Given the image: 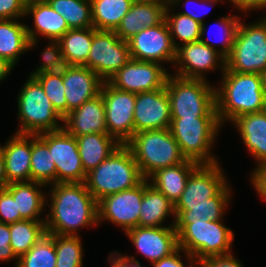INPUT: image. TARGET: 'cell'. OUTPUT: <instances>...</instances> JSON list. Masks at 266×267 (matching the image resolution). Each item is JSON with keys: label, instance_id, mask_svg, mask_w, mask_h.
Segmentation results:
<instances>
[{"label": "cell", "instance_id": "cell-1", "mask_svg": "<svg viewBox=\"0 0 266 267\" xmlns=\"http://www.w3.org/2000/svg\"><path fill=\"white\" fill-rule=\"evenodd\" d=\"M49 186L50 210L45 214L46 233L78 236L80 228L99 224L98 202L84 182L55 183Z\"/></svg>", "mask_w": 266, "mask_h": 267}, {"label": "cell", "instance_id": "cell-2", "mask_svg": "<svg viewBox=\"0 0 266 267\" xmlns=\"http://www.w3.org/2000/svg\"><path fill=\"white\" fill-rule=\"evenodd\" d=\"M221 78L219 88L215 87L216 111L221 125L244 114L266 110V94L259 73H237L225 68Z\"/></svg>", "mask_w": 266, "mask_h": 267}, {"label": "cell", "instance_id": "cell-3", "mask_svg": "<svg viewBox=\"0 0 266 267\" xmlns=\"http://www.w3.org/2000/svg\"><path fill=\"white\" fill-rule=\"evenodd\" d=\"M145 178L126 145H120L107 159L86 173L85 185L98 202L103 197L131 189Z\"/></svg>", "mask_w": 266, "mask_h": 267}, {"label": "cell", "instance_id": "cell-4", "mask_svg": "<svg viewBox=\"0 0 266 267\" xmlns=\"http://www.w3.org/2000/svg\"><path fill=\"white\" fill-rule=\"evenodd\" d=\"M178 248L198 263L208 257L231 254L234 232L223 220L175 224Z\"/></svg>", "mask_w": 266, "mask_h": 267}, {"label": "cell", "instance_id": "cell-5", "mask_svg": "<svg viewBox=\"0 0 266 267\" xmlns=\"http://www.w3.org/2000/svg\"><path fill=\"white\" fill-rule=\"evenodd\" d=\"M125 145L132 152L145 179L158 169L186 160L169 128L134 133Z\"/></svg>", "mask_w": 266, "mask_h": 267}, {"label": "cell", "instance_id": "cell-6", "mask_svg": "<svg viewBox=\"0 0 266 267\" xmlns=\"http://www.w3.org/2000/svg\"><path fill=\"white\" fill-rule=\"evenodd\" d=\"M166 90L171 118L217 117L215 87L209 81L169 74Z\"/></svg>", "mask_w": 266, "mask_h": 267}, {"label": "cell", "instance_id": "cell-7", "mask_svg": "<svg viewBox=\"0 0 266 267\" xmlns=\"http://www.w3.org/2000/svg\"><path fill=\"white\" fill-rule=\"evenodd\" d=\"M223 125L218 117L171 118L170 131L182 155L198 164L220 163L212 147Z\"/></svg>", "mask_w": 266, "mask_h": 267}, {"label": "cell", "instance_id": "cell-8", "mask_svg": "<svg viewBox=\"0 0 266 267\" xmlns=\"http://www.w3.org/2000/svg\"><path fill=\"white\" fill-rule=\"evenodd\" d=\"M17 107L20 128L15 133L39 134L63 128L60 124L63 123V118L56 112L41 84L33 76H29L20 89Z\"/></svg>", "mask_w": 266, "mask_h": 267}, {"label": "cell", "instance_id": "cell-9", "mask_svg": "<svg viewBox=\"0 0 266 267\" xmlns=\"http://www.w3.org/2000/svg\"><path fill=\"white\" fill-rule=\"evenodd\" d=\"M253 24L240 19L226 69L237 73H261L266 68V17Z\"/></svg>", "mask_w": 266, "mask_h": 267}, {"label": "cell", "instance_id": "cell-10", "mask_svg": "<svg viewBox=\"0 0 266 267\" xmlns=\"http://www.w3.org/2000/svg\"><path fill=\"white\" fill-rule=\"evenodd\" d=\"M222 168L219 163L200 164L174 206L229 205L232 191Z\"/></svg>", "mask_w": 266, "mask_h": 267}, {"label": "cell", "instance_id": "cell-11", "mask_svg": "<svg viewBox=\"0 0 266 267\" xmlns=\"http://www.w3.org/2000/svg\"><path fill=\"white\" fill-rule=\"evenodd\" d=\"M130 59L128 41L121 40L114 31H100L93 27L92 45L83 66L107 82Z\"/></svg>", "mask_w": 266, "mask_h": 267}, {"label": "cell", "instance_id": "cell-12", "mask_svg": "<svg viewBox=\"0 0 266 267\" xmlns=\"http://www.w3.org/2000/svg\"><path fill=\"white\" fill-rule=\"evenodd\" d=\"M37 136L48 146L56 166V183L85 182L86 173L79 155L77 140L64 128Z\"/></svg>", "mask_w": 266, "mask_h": 267}, {"label": "cell", "instance_id": "cell-13", "mask_svg": "<svg viewBox=\"0 0 266 267\" xmlns=\"http://www.w3.org/2000/svg\"><path fill=\"white\" fill-rule=\"evenodd\" d=\"M100 93L104 101L108 134L125 145L134 135L136 93L118 90L108 82H103Z\"/></svg>", "mask_w": 266, "mask_h": 267}, {"label": "cell", "instance_id": "cell-14", "mask_svg": "<svg viewBox=\"0 0 266 267\" xmlns=\"http://www.w3.org/2000/svg\"><path fill=\"white\" fill-rule=\"evenodd\" d=\"M145 189L146 179L131 189L103 197L98 201V223L108 221L124 232L137 227Z\"/></svg>", "mask_w": 266, "mask_h": 267}, {"label": "cell", "instance_id": "cell-15", "mask_svg": "<svg viewBox=\"0 0 266 267\" xmlns=\"http://www.w3.org/2000/svg\"><path fill=\"white\" fill-rule=\"evenodd\" d=\"M162 64L130 59L107 82L114 88L141 93L164 88L169 71Z\"/></svg>", "mask_w": 266, "mask_h": 267}, {"label": "cell", "instance_id": "cell-16", "mask_svg": "<svg viewBox=\"0 0 266 267\" xmlns=\"http://www.w3.org/2000/svg\"><path fill=\"white\" fill-rule=\"evenodd\" d=\"M225 61V57L221 55L219 50L210 48L200 40L182 44L176 48L173 64L176 71L173 75L181 78L206 80L205 73L207 71H215L220 68L221 73H223L226 68Z\"/></svg>", "mask_w": 266, "mask_h": 267}, {"label": "cell", "instance_id": "cell-17", "mask_svg": "<svg viewBox=\"0 0 266 267\" xmlns=\"http://www.w3.org/2000/svg\"><path fill=\"white\" fill-rule=\"evenodd\" d=\"M130 57L140 61L174 64V47L166 20L154 27H146L128 40ZM164 62V63H163Z\"/></svg>", "mask_w": 266, "mask_h": 267}, {"label": "cell", "instance_id": "cell-18", "mask_svg": "<svg viewBox=\"0 0 266 267\" xmlns=\"http://www.w3.org/2000/svg\"><path fill=\"white\" fill-rule=\"evenodd\" d=\"M171 110L166 87L136 93L134 133L170 128Z\"/></svg>", "mask_w": 266, "mask_h": 267}, {"label": "cell", "instance_id": "cell-19", "mask_svg": "<svg viewBox=\"0 0 266 267\" xmlns=\"http://www.w3.org/2000/svg\"><path fill=\"white\" fill-rule=\"evenodd\" d=\"M175 222L169 226L141 227L137 226L125 232L135 246L150 263L170 256L178 249V238Z\"/></svg>", "mask_w": 266, "mask_h": 267}, {"label": "cell", "instance_id": "cell-20", "mask_svg": "<svg viewBox=\"0 0 266 267\" xmlns=\"http://www.w3.org/2000/svg\"><path fill=\"white\" fill-rule=\"evenodd\" d=\"M1 146L7 183L31 181L32 134L15 133Z\"/></svg>", "mask_w": 266, "mask_h": 267}, {"label": "cell", "instance_id": "cell-21", "mask_svg": "<svg viewBox=\"0 0 266 267\" xmlns=\"http://www.w3.org/2000/svg\"><path fill=\"white\" fill-rule=\"evenodd\" d=\"M67 114L100 94L103 80L85 66L73 65L63 76Z\"/></svg>", "mask_w": 266, "mask_h": 267}, {"label": "cell", "instance_id": "cell-22", "mask_svg": "<svg viewBox=\"0 0 266 267\" xmlns=\"http://www.w3.org/2000/svg\"><path fill=\"white\" fill-rule=\"evenodd\" d=\"M33 16V27L26 25L29 38L28 49L38 43V35L48 40H59L70 28L63 16L58 14L48 2L35 3L26 6L25 17Z\"/></svg>", "mask_w": 266, "mask_h": 267}, {"label": "cell", "instance_id": "cell-23", "mask_svg": "<svg viewBox=\"0 0 266 267\" xmlns=\"http://www.w3.org/2000/svg\"><path fill=\"white\" fill-rule=\"evenodd\" d=\"M63 128L72 136L108 133L101 93L72 110L63 118Z\"/></svg>", "mask_w": 266, "mask_h": 267}, {"label": "cell", "instance_id": "cell-24", "mask_svg": "<svg viewBox=\"0 0 266 267\" xmlns=\"http://www.w3.org/2000/svg\"><path fill=\"white\" fill-rule=\"evenodd\" d=\"M167 5L168 0L133 3L114 32L121 40L128 41L144 28L161 24L165 20Z\"/></svg>", "mask_w": 266, "mask_h": 267}, {"label": "cell", "instance_id": "cell-25", "mask_svg": "<svg viewBox=\"0 0 266 267\" xmlns=\"http://www.w3.org/2000/svg\"><path fill=\"white\" fill-rule=\"evenodd\" d=\"M231 124L236 126L248 153L255 158L257 165L266 162V110L244 114Z\"/></svg>", "mask_w": 266, "mask_h": 267}, {"label": "cell", "instance_id": "cell-26", "mask_svg": "<svg viewBox=\"0 0 266 267\" xmlns=\"http://www.w3.org/2000/svg\"><path fill=\"white\" fill-rule=\"evenodd\" d=\"M46 185L29 181L8 184L5 189L13 196L16 201L17 212L24 220L45 221L41 215L45 211L44 207L49 202L47 194L42 192ZM47 200V201H46Z\"/></svg>", "mask_w": 266, "mask_h": 267}, {"label": "cell", "instance_id": "cell-27", "mask_svg": "<svg viewBox=\"0 0 266 267\" xmlns=\"http://www.w3.org/2000/svg\"><path fill=\"white\" fill-rule=\"evenodd\" d=\"M199 165L195 161L186 159L183 163L158 169L147 180L175 205L185 190L190 174Z\"/></svg>", "mask_w": 266, "mask_h": 267}, {"label": "cell", "instance_id": "cell-28", "mask_svg": "<svg viewBox=\"0 0 266 267\" xmlns=\"http://www.w3.org/2000/svg\"><path fill=\"white\" fill-rule=\"evenodd\" d=\"M75 138L85 173L96 168L121 145L108 133H92Z\"/></svg>", "mask_w": 266, "mask_h": 267}, {"label": "cell", "instance_id": "cell-29", "mask_svg": "<svg viewBox=\"0 0 266 267\" xmlns=\"http://www.w3.org/2000/svg\"><path fill=\"white\" fill-rule=\"evenodd\" d=\"M170 215L173 217V222H175L174 204L159 190L149 184L146 179V189L144 190L141 202L138 226H164L165 220L171 217Z\"/></svg>", "mask_w": 266, "mask_h": 267}, {"label": "cell", "instance_id": "cell-30", "mask_svg": "<svg viewBox=\"0 0 266 267\" xmlns=\"http://www.w3.org/2000/svg\"><path fill=\"white\" fill-rule=\"evenodd\" d=\"M29 38L25 23L20 19L0 20V57L16 66L23 53L28 52Z\"/></svg>", "mask_w": 266, "mask_h": 267}, {"label": "cell", "instance_id": "cell-31", "mask_svg": "<svg viewBox=\"0 0 266 267\" xmlns=\"http://www.w3.org/2000/svg\"><path fill=\"white\" fill-rule=\"evenodd\" d=\"M93 27L115 31L133 4L131 0H90Z\"/></svg>", "mask_w": 266, "mask_h": 267}, {"label": "cell", "instance_id": "cell-32", "mask_svg": "<svg viewBox=\"0 0 266 267\" xmlns=\"http://www.w3.org/2000/svg\"><path fill=\"white\" fill-rule=\"evenodd\" d=\"M93 41V27L69 29L60 39L62 54L73 65L83 66L88 59Z\"/></svg>", "mask_w": 266, "mask_h": 267}, {"label": "cell", "instance_id": "cell-33", "mask_svg": "<svg viewBox=\"0 0 266 267\" xmlns=\"http://www.w3.org/2000/svg\"><path fill=\"white\" fill-rule=\"evenodd\" d=\"M31 181L44 185L56 183V166L48 146L37 136L32 134L31 152Z\"/></svg>", "mask_w": 266, "mask_h": 267}, {"label": "cell", "instance_id": "cell-34", "mask_svg": "<svg viewBox=\"0 0 266 267\" xmlns=\"http://www.w3.org/2000/svg\"><path fill=\"white\" fill-rule=\"evenodd\" d=\"M46 233L45 221L21 220L10 224V245L19 258Z\"/></svg>", "mask_w": 266, "mask_h": 267}, {"label": "cell", "instance_id": "cell-35", "mask_svg": "<svg viewBox=\"0 0 266 267\" xmlns=\"http://www.w3.org/2000/svg\"><path fill=\"white\" fill-rule=\"evenodd\" d=\"M48 3L64 17L70 29L93 27L90 0H48Z\"/></svg>", "mask_w": 266, "mask_h": 267}, {"label": "cell", "instance_id": "cell-36", "mask_svg": "<svg viewBox=\"0 0 266 267\" xmlns=\"http://www.w3.org/2000/svg\"><path fill=\"white\" fill-rule=\"evenodd\" d=\"M172 6L168 3L165 11V20L168 24L171 38L175 48L180 46V43L176 41L180 40L182 44L196 42L200 40L201 24L191 17L183 15L179 12L172 13Z\"/></svg>", "mask_w": 266, "mask_h": 267}, {"label": "cell", "instance_id": "cell-37", "mask_svg": "<svg viewBox=\"0 0 266 267\" xmlns=\"http://www.w3.org/2000/svg\"><path fill=\"white\" fill-rule=\"evenodd\" d=\"M219 18L220 19L218 20V22L214 23V24L217 23L216 25L219 27L218 29H220L218 30L219 32L216 35V37H218V39H216L217 41L215 40L216 41L215 42L213 39L209 41L210 39L208 38L206 39L204 37L207 32L209 33V30L207 31L205 27V25H207L205 23L201 24L200 41L215 50H218L217 47H219L220 48L219 52L221 53V55H223L226 58L231 53L232 46L234 44L235 35H236L237 28H238L241 18L239 17V15H235V14L234 15L232 14V16L226 15L224 17H219ZM215 44L217 45V47Z\"/></svg>", "mask_w": 266, "mask_h": 267}, {"label": "cell", "instance_id": "cell-38", "mask_svg": "<svg viewBox=\"0 0 266 267\" xmlns=\"http://www.w3.org/2000/svg\"><path fill=\"white\" fill-rule=\"evenodd\" d=\"M16 267H56L54 234L45 233L27 253L18 258Z\"/></svg>", "mask_w": 266, "mask_h": 267}, {"label": "cell", "instance_id": "cell-39", "mask_svg": "<svg viewBox=\"0 0 266 267\" xmlns=\"http://www.w3.org/2000/svg\"><path fill=\"white\" fill-rule=\"evenodd\" d=\"M49 44L42 52V63L29 76L47 74L50 76H63L72 68L73 64L62 54L59 40H48Z\"/></svg>", "mask_w": 266, "mask_h": 267}, {"label": "cell", "instance_id": "cell-40", "mask_svg": "<svg viewBox=\"0 0 266 267\" xmlns=\"http://www.w3.org/2000/svg\"><path fill=\"white\" fill-rule=\"evenodd\" d=\"M56 267H83V245L80 236L55 235Z\"/></svg>", "mask_w": 266, "mask_h": 267}, {"label": "cell", "instance_id": "cell-41", "mask_svg": "<svg viewBox=\"0 0 266 267\" xmlns=\"http://www.w3.org/2000/svg\"><path fill=\"white\" fill-rule=\"evenodd\" d=\"M228 205L174 206L175 224L222 220Z\"/></svg>", "mask_w": 266, "mask_h": 267}, {"label": "cell", "instance_id": "cell-42", "mask_svg": "<svg viewBox=\"0 0 266 267\" xmlns=\"http://www.w3.org/2000/svg\"><path fill=\"white\" fill-rule=\"evenodd\" d=\"M33 77L41 84L45 95L49 98L56 112L64 118L67 115V102L63 79L47 74H37Z\"/></svg>", "mask_w": 266, "mask_h": 267}, {"label": "cell", "instance_id": "cell-43", "mask_svg": "<svg viewBox=\"0 0 266 267\" xmlns=\"http://www.w3.org/2000/svg\"><path fill=\"white\" fill-rule=\"evenodd\" d=\"M24 220L17 212L16 201L4 188L0 190V223L12 224Z\"/></svg>", "mask_w": 266, "mask_h": 267}, {"label": "cell", "instance_id": "cell-44", "mask_svg": "<svg viewBox=\"0 0 266 267\" xmlns=\"http://www.w3.org/2000/svg\"><path fill=\"white\" fill-rule=\"evenodd\" d=\"M25 10L22 0H0V20L23 19Z\"/></svg>", "mask_w": 266, "mask_h": 267}, {"label": "cell", "instance_id": "cell-45", "mask_svg": "<svg viewBox=\"0 0 266 267\" xmlns=\"http://www.w3.org/2000/svg\"><path fill=\"white\" fill-rule=\"evenodd\" d=\"M195 1V2H194ZM219 1L221 0H168V3L172 6V8L175 9L176 6H178L179 4H181L180 2H183L185 8H189L187 9L186 11H183V12H180L181 14L183 15H186L188 17H191L193 20L199 22L200 24H203L205 23V21L203 20L202 16L206 15V13L209 12L208 11H204V8H203V12L202 14L200 15V13H195V11H192V9H190V4L192 3H199L198 5L201 6V7H204V6H212V5H215L216 3H218ZM224 1V0H223ZM189 4V5H188ZM203 5V6H202ZM189 6V7H188ZM193 7V6H192ZM197 7V6H196ZM207 9V7H205ZM209 8V7H208ZM201 10V9H200Z\"/></svg>", "mask_w": 266, "mask_h": 267}, {"label": "cell", "instance_id": "cell-46", "mask_svg": "<svg viewBox=\"0 0 266 267\" xmlns=\"http://www.w3.org/2000/svg\"><path fill=\"white\" fill-rule=\"evenodd\" d=\"M184 252L181 248H178L174 253L170 256L162 258L157 262H153L152 267H199V263L186 252V259H188L187 266L183 263L181 259V253Z\"/></svg>", "mask_w": 266, "mask_h": 267}, {"label": "cell", "instance_id": "cell-47", "mask_svg": "<svg viewBox=\"0 0 266 267\" xmlns=\"http://www.w3.org/2000/svg\"><path fill=\"white\" fill-rule=\"evenodd\" d=\"M9 260H15L17 266L18 257L10 245V224L0 223V261Z\"/></svg>", "mask_w": 266, "mask_h": 267}, {"label": "cell", "instance_id": "cell-48", "mask_svg": "<svg viewBox=\"0 0 266 267\" xmlns=\"http://www.w3.org/2000/svg\"><path fill=\"white\" fill-rule=\"evenodd\" d=\"M199 267H243V265L241 261L231 253L208 257L199 263Z\"/></svg>", "mask_w": 266, "mask_h": 267}, {"label": "cell", "instance_id": "cell-49", "mask_svg": "<svg viewBox=\"0 0 266 267\" xmlns=\"http://www.w3.org/2000/svg\"><path fill=\"white\" fill-rule=\"evenodd\" d=\"M255 166L253 172L250 174V180L257 194L266 201V162Z\"/></svg>", "mask_w": 266, "mask_h": 267}, {"label": "cell", "instance_id": "cell-50", "mask_svg": "<svg viewBox=\"0 0 266 267\" xmlns=\"http://www.w3.org/2000/svg\"><path fill=\"white\" fill-rule=\"evenodd\" d=\"M235 8L241 12H246L249 14L250 11H255V9H265L266 11V0H228Z\"/></svg>", "mask_w": 266, "mask_h": 267}, {"label": "cell", "instance_id": "cell-51", "mask_svg": "<svg viewBox=\"0 0 266 267\" xmlns=\"http://www.w3.org/2000/svg\"><path fill=\"white\" fill-rule=\"evenodd\" d=\"M108 257L107 261L111 264V267H126V255H123L120 251L114 252L113 250Z\"/></svg>", "mask_w": 266, "mask_h": 267}, {"label": "cell", "instance_id": "cell-52", "mask_svg": "<svg viewBox=\"0 0 266 267\" xmlns=\"http://www.w3.org/2000/svg\"><path fill=\"white\" fill-rule=\"evenodd\" d=\"M13 68L10 63L0 57V83L8 77Z\"/></svg>", "mask_w": 266, "mask_h": 267}, {"label": "cell", "instance_id": "cell-53", "mask_svg": "<svg viewBox=\"0 0 266 267\" xmlns=\"http://www.w3.org/2000/svg\"><path fill=\"white\" fill-rule=\"evenodd\" d=\"M7 185L8 183L5 176V168H4V156L0 144V190L4 189Z\"/></svg>", "mask_w": 266, "mask_h": 267}, {"label": "cell", "instance_id": "cell-54", "mask_svg": "<svg viewBox=\"0 0 266 267\" xmlns=\"http://www.w3.org/2000/svg\"><path fill=\"white\" fill-rule=\"evenodd\" d=\"M126 267H143L140 265L139 260H137L134 256L126 255Z\"/></svg>", "mask_w": 266, "mask_h": 267}, {"label": "cell", "instance_id": "cell-55", "mask_svg": "<svg viewBox=\"0 0 266 267\" xmlns=\"http://www.w3.org/2000/svg\"><path fill=\"white\" fill-rule=\"evenodd\" d=\"M262 79V87L266 94V68L260 73Z\"/></svg>", "mask_w": 266, "mask_h": 267}, {"label": "cell", "instance_id": "cell-56", "mask_svg": "<svg viewBox=\"0 0 266 267\" xmlns=\"http://www.w3.org/2000/svg\"><path fill=\"white\" fill-rule=\"evenodd\" d=\"M25 6L35 4V3H43L48 2V0H22Z\"/></svg>", "mask_w": 266, "mask_h": 267}, {"label": "cell", "instance_id": "cell-57", "mask_svg": "<svg viewBox=\"0 0 266 267\" xmlns=\"http://www.w3.org/2000/svg\"><path fill=\"white\" fill-rule=\"evenodd\" d=\"M132 3H146V2H151V1H154V0H131Z\"/></svg>", "mask_w": 266, "mask_h": 267}]
</instances>
